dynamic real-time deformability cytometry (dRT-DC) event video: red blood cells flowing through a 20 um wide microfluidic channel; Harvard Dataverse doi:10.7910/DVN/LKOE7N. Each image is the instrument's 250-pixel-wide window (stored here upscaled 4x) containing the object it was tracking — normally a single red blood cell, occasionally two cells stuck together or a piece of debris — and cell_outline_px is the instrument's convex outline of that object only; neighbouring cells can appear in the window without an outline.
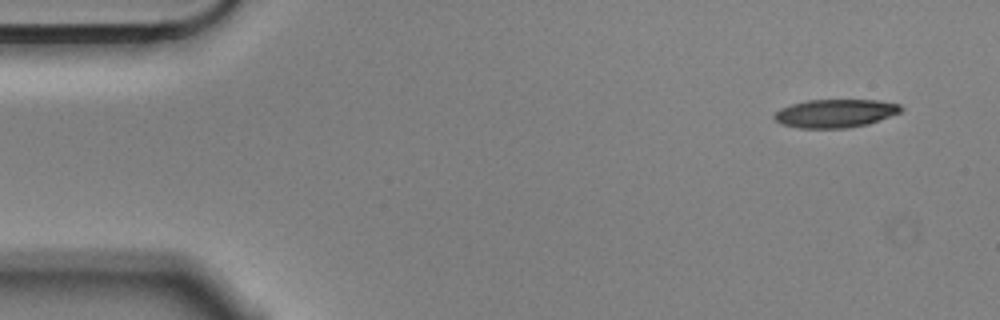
{"species": "Egyptian fruit bat (a non-hibernating species)", "species_latin": "Rousettus aegyptiacus", "temperature_condition": "cold", "stored_images_in_passage": 4, "camera_frame_rate_fps": 3000, "um_per_image_px": 0.085, "animal": {"sex": "male"}, "frame": {"image": 1, "passage_image": 1, "time_ms": 0.0, "image_size_px": [1000, 320], "cell_outline_px": [[904, 108], [900, 112], [868, 124], [848, 128], [800, 128], [780, 124], [772, 116], [780, 108], [792, 104], [808, 100], [876, 100], [900, 104]], "centroid_in_image_um": [70.99, 9.63], "position_along_channel_um": 14.0, "area_um2": 20.87}}
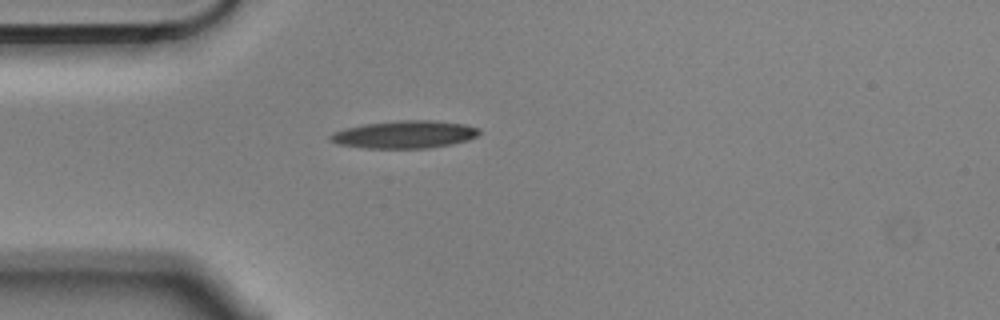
{"frame": {"image": 2, "passage_image": 4, "time_ms": 1.0, "image_size_px": [1000, 320], "cell_outline_px": [[480, 132], [476, 136], [468, 140], [452, 144], [428, 148], [364, 148], [336, 144], [328, 140], [328, 136], [332, 132], [344, 128], [364, 124], [396, 120], [432, 120], [464, 124], [480, 128]], "centroid_in_image_um": [34.34, 11.43], "position_along_channel_um": 50.7, "area_um2": 24.22}}